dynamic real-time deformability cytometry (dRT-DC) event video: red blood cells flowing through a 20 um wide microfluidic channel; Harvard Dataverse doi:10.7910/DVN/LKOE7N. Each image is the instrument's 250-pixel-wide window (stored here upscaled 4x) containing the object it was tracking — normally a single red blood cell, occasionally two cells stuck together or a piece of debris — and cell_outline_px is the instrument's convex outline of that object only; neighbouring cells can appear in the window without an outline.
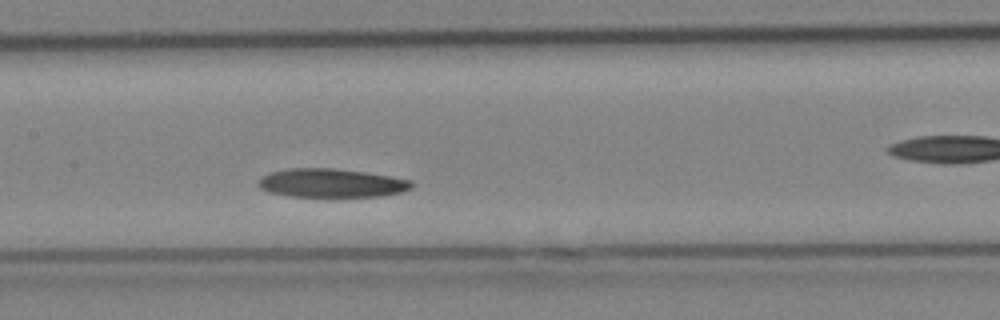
{"species": "Egyptian fruit bat (a non-hibernating species)", "species_latin": "Rousettus aegyptiacus", "temperature_condition": "cold", "stored_images_in_passage": 11, "camera_frame_rate_fps": 3000, "um_per_image_px": 0.085, "animal": {"sex": "female"}, "frame": {"image": 1, "passage_image": 8, "time_ms": 2.333, "image_size_px": [1000, 320], "cell_outline_px": [[416, 184], [412, 188], [400, 192], [384, 196], [292, 196], [268, 192], [260, 188], [256, 184], [268, 172], [288, 168], [332, 168], [364, 172], [392, 176], [412, 180]], "centroid_in_image_um": [28.19, 15.55], "position_along_channel_um": 179.2, "area_um2": 25.66}}